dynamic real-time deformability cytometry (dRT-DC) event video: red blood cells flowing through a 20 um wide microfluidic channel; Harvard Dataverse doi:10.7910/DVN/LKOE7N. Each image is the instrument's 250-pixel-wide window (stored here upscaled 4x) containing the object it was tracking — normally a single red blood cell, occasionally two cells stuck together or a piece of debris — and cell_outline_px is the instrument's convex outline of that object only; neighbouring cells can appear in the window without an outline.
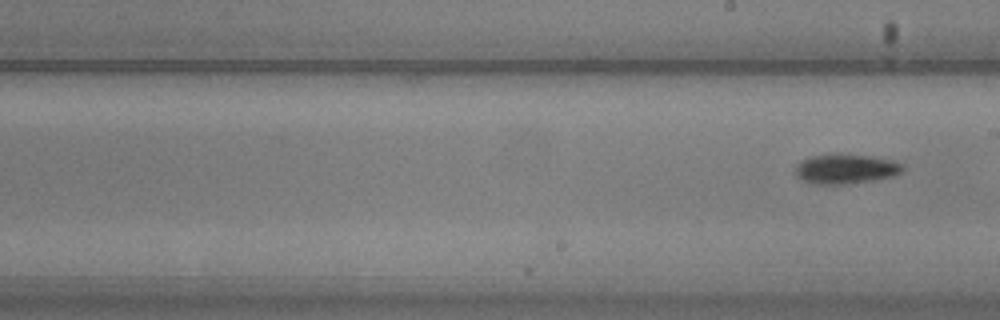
{"species": "common noctule bat (a hibernating species)", "species_latin": "Nyctalus noctula", "temperature_condition": "warm", "stored_images_in_passage": 25, "camera_frame_rate_fps": 3000, "um_per_image_px": 0.085, "animal": {"sex": "male", "body_mass_g": 20.5, "forearm_length_mm": 52.5}, "frame": {"image": 1, "passage_image": 25, "time_ms": 8.0, "image_size_px": [1000, 320], "cell_outline_px": [[904, 168], [896, 176], [872, 180], [844, 184], [816, 184], [804, 180], [796, 176], [796, 164], [800, 160], [812, 156], [832, 152], [836, 152], [872, 156], [892, 160], [904, 164]], "centroid_in_image_um": [71.89, 14.32], "position_along_channel_um": 217.1, "area_um2": 18.96}}